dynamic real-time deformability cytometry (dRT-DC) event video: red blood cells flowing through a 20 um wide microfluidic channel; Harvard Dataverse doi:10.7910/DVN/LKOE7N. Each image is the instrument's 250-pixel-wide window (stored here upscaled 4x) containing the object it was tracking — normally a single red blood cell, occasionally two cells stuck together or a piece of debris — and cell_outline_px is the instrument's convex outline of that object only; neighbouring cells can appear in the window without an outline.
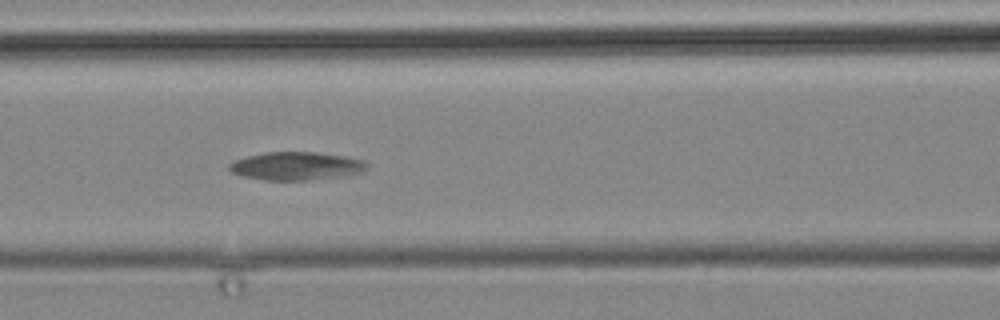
{"species": "common noctule bat (a hibernating species)", "species_latin": "Nyctalus noctula", "temperature_condition": "cold", "stored_images_in_passage": 12, "segment_of_instrument_passage": [1, 2], "camera_frame_rate_fps": 3000, "um_per_image_px": 0.085, "animal": {"sex": "male", "body_mass_g": 19.2, "forearm_length_mm": 51.8}, "frame": {"image": 1, "passage_image": 4, "time_ms": 3.333, "image_size_px": [1000, 320], "cell_outline_px": [[368, 168], [360, 172], [348, 176], [308, 180], [264, 180], [244, 176], [232, 172], [228, 168], [228, 164], [236, 160], [248, 156], [264, 152], [316, 152], [344, 156], [364, 160], [368, 164]], "centroid_in_image_um": [25.22, 14.11], "position_along_channel_um": 141.4, "area_um2": 22.66}}
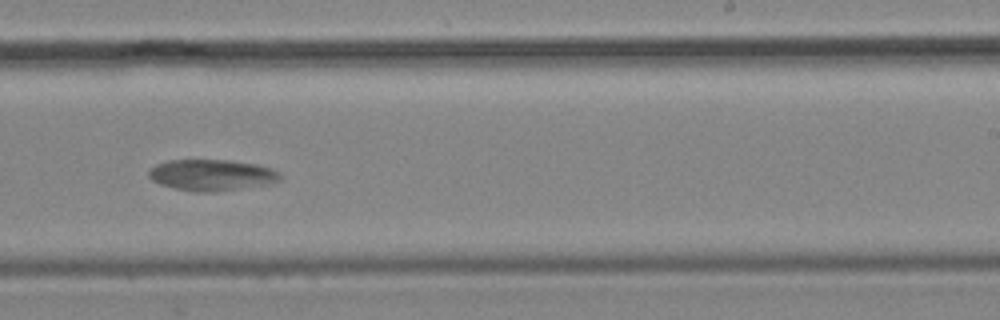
{"frame": {"image": 2, "passage_image": 7, "time_ms": 7.333, "image_size_px": [1000, 320], "cell_outline_px": [[284, 176], [280, 180], [268, 184], [212, 192], [196, 192], [176, 188], [160, 184], [152, 180], [148, 176], [148, 172], [156, 164], [168, 160], [228, 160], [256, 164], [272, 168], [280, 172]], "centroid_in_image_um": [18.02, 14.87], "position_along_channel_um": 271.0, "area_um2": 23.87}}
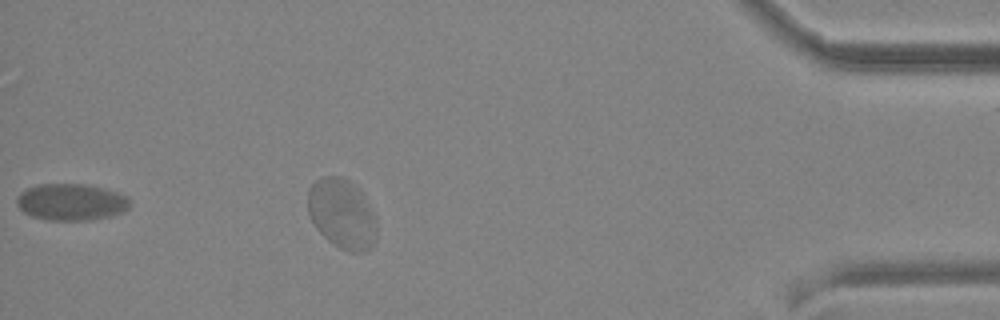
{"frame": {"image": 3, "passage_image": 11, "time_ms": 13.0, "image_size_px": [1000, 320], "cell_outline_px": [[132, 204], [128, 208], [120, 212], [108, 216], [88, 220], [48, 220], [32, 216], [24, 212], [16, 204], [16, 200], [20, 192], [36, 184], [84, 184], [104, 188], [116, 192], [124, 196]], "centroid_in_image_um": [6.01, 17.17], "position_along_channel_um": 429.2, "area_um2": 23.99}}